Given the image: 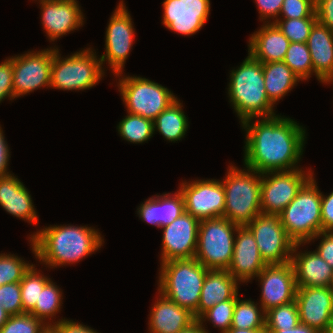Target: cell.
Instances as JSON below:
<instances>
[{
	"instance_id": "38",
	"label": "cell",
	"mask_w": 333,
	"mask_h": 333,
	"mask_svg": "<svg viewBox=\"0 0 333 333\" xmlns=\"http://www.w3.org/2000/svg\"><path fill=\"white\" fill-rule=\"evenodd\" d=\"M46 324L49 322L44 323L30 313L12 315L1 326L0 333H39Z\"/></svg>"
},
{
	"instance_id": "41",
	"label": "cell",
	"mask_w": 333,
	"mask_h": 333,
	"mask_svg": "<svg viewBox=\"0 0 333 333\" xmlns=\"http://www.w3.org/2000/svg\"><path fill=\"white\" fill-rule=\"evenodd\" d=\"M280 14L283 19L317 18L315 0H283Z\"/></svg>"
},
{
	"instance_id": "32",
	"label": "cell",
	"mask_w": 333,
	"mask_h": 333,
	"mask_svg": "<svg viewBox=\"0 0 333 333\" xmlns=\"http://www.w3.org/2000/svg\"><path fill=\"white\" fill-rule=\"evenodd\" d=\"M283 62L300 80H307L313 73V64L307 43L290 42Z\"/></svg>"
},
{
	"instance_id": "5",
	"label": "cell",
	"mask_w": 333,
	"mask_h": 333,
	"mask_svg": "<svg viewBox=\"0 0 333 333\" xmlns=\"http://www.w3.org/2000/svg\"><path fill=\"white\" fill-rule=\"evenodd\" d=\"M222 184L225 192L224 218L246 226L261 213V176L253 169L246 171L229 166ZM258 174V175H257Z\"/></svg>"
},
{
	"instance_id": "16",
	"label": "cell",
	"mask_w": 333,
	"mask_h": 333,
	"mask_svg": "<svg viewBox=\"0 0 333 333\" xmlns=\"http://www.w3.org/2000/svg\"><path fill=\"white\" fill-rule=\"evenodd\" d=\"M295 301L299 310V321L320 333L333 328V293L329 287H300Z\"/></svg>"
},
{
	"instance_id": "33",
	"label": "cell",
	"mask_w": 333,
	"mask_h": 333,
	"mask_svg": "<svg viewBox=\"0 0 333 333\" xmlns=\"http://www.w3.org/2000/svg\"><path fill=\"white\" fill-rule=\"evenodd\" d=\"M61 297V290L50 280L40 291L39 303H36L30 314L46 323L47 318L51 320L60 311Z\"/></svg>"
},
{
	"instance_id": "42",
	"label": "cell",
	"mask_w": 333,
	"mask_h": 333,
	"mask_svg": "<svg viewBox=\"0 0 333 333\" xmlns=\"http://www.w3.org/2000/svg\"><path fill=\"white\" fill-rule=\"evenodd\" d=\"M6 97L14 99L12 57L0 64V102Z\"/></svg>"
},
{
	"instance_id": "1",
	"label": "cell",
	"mask_w": 333,
	"mask_h": 333,
	"mask_svg": "<svg viewBox=\"0 0 333 333\" xmlns=\"http://www.w3.org/2000/svg\"><path fill=\"white\" fill-rule=\"evenodd\" d=\"M242 122L247 131L244 164L259 173L298 169L305 129L293 119L275 115Z\"/></svg>"
},
{
	"instance_id": "54",
	"label": "cell",
	"mask_w": 333,
	"mask_h": 333,
	"mask_svg": "<svg viewBox=\"0 0 333 333\" xmlns=\"http://www.w3.org/2000/svg\"><path fill=\"white\" fill-rule=\"evenodd\" d=\"M9 314L4 310L2 305L0 304V328L9 318Z\"/></svg>"
},
{
	"instance_id": "46",
	"label": "cell",
	"mask_w": 333,
	"mask_h": 333,
	"mask_svg": "<svg viewBox=\"0 0 333 333\" xmlns=\"http://www.w3.org/2000/svg\"><path fill=\"white\" fill-rule=\"evenodd\" d=\"M322 231H333V191L324 196L321 193Z\"/></svg>"
},
{
	"instance_id": "34",
	"label": "cell",
	"mask_w": 333,
	"mask_h": 333,
	"mask_svg": "<svg viewBox=\"0 0 333 333\" xmlns=\"http://www.w3.org/2000/svg\"><path fill=\"white\" fill-rule=\"evenodd\" d=\"M299 322V310L296 301L266 311L265 328L267 330L292 329Z\"/></svg>"
},
{
	"instance_id": "30",
	"label": "cell",
	"mask_w": 333,
	"mask_h": 333,
	"mask_svg": "<svg viewBox=\"0 0 333 333\" xmlns=\"http://www.w3.org/2000/svg\"><path fill=\"white\" fill-rule=\"evenodd\" d=\"M117 127L121 137L132 143L148 141L155 131L152 120L132 113H128Z\"/></svg>"
},
{
	"instance_id": "21",
	"label": "cell",
	"mask_w": 333,
	"mask_h": 333,
	"mask_svg": "<svg viewBox=\"0 0 333 333\" xmlns=\"http://www.w3.org/2000/svg\"><path fill=\"white\" fill-rule=\"evenodd\" d=\"M301 244L305 243H295L291 255L297 288L329 287L333 268L315 251L297 253Z\"/></svg>"
},
{
	"instance_id": "35",
	"label": "cell",
	"mask_w": 333,
	"mask_h": 333,
	"mask_svg": "<svg viewBox=\"0 0 333 333\" xmlns=\"http://www.w3.org/2000/svg\"><path fill=\"white\" fill-rule=\"evenodd\" d=\"M273 22L290 42L306 43L317 18H276Z\"/></svg>"
},
{
	"instance_id": "52",
	"label": "cell",
	"mask_w": 333,
	"mask_h": 333,
	"mask_svg": "<svg viewBox=\"0 0 333 333\" xmlns=\"http://www.w3.org/2000/svg\"><path fill=\"white\" fill-rule=\"evenodd\" d=\"M263 329H238L230 328L226 333H258Z\"/></svg>"
},
{
	"instance_id": "12",
	"label": "cell",
	"mask_w": 333,
	"mask_h": 333,
	"mask_svg": "<svg viewBox=\"0 0 333 333\" xmlns=\"http://www.w3.org/2000/svg\"><path fill=\"white\" fill-rule=\"evenodd\" d=\"M180 185L186 213L199 220L224 216L225 192L221 181L194 180Z\"/></svg>"
},
{
	"instance_id": "3",
	"label": "cell",
	"mask_w": 333,
	"mask_h": 333,
	"mask_svg": "<svg viewBox=\"0 0 333 333\" xmlns=\"http://www.w3.org/2000/svg\"><path fill=\"white\" fill-rule=\"evenodd\" d=\"M228 94L241 123L250 118L276 115L265 90L262 63L249 53L240 67L231 71Z\"/></svg>"
},
{
	"instance_id": "57",
	"label": "cell",
	"mask_w": 333,
	"mask_h": 333,
	"mask_svg": "<svg viewBox=\"0 0 333 333\" xmlns=\"http://www.w3.org/2000/svg\"><path fill=\"white\" fill-rule=\"evenodd\" d=\"M258 333H270V331H269V330H267V329L265 328V329H263V330L259 331Z\"/></svg>"
},
{
	"instance_id": "51",
	"label": "cell",
	"mask_w": 333,
	"mask_h": 333,
	"mask_svg": "<svg viewBox=\"0 0 333 333\" xmlns=\"http://www.w3.org/2000/svg\"><path fill=\"white\" fill-rule=\"evenodd\" d=\"M178 333H209L197 319Z\"/></svg>"
},
{
	"instance_id": "18",
	"label": "cell",
	"mask_w": 333,
	"mask_h": 333,
	"mask_svg": "<svg viewBox=\"0 0 333 333\" xmlns=\"http://www.w3.org/2000/svg\"><path fill=\"white\" fill-rule=\"evenodd\" d=\"M163 24L182 35H193L208 19L210 0H165Z\"/></svg>"
},
{
	"instance_id": "45",
	"label": "cell",
	"mask_w": 333,
	"mask_h": 333,
	"mask_svg": "<svg viewBox=\"0 0 333 333\" xmlns=\"http://www.w3.org/2000/svg\"><path fill=\"white\" fill-rule=\"evenodd\" d=\"M317 21L333 32V0H315Z\"/></svg>"
},
{
	"instance_id": "53",
	"label": "cell",
	"mask_w": 333,
	"mask_h": 333,
	"mask_svg": "<svg viewBox=\"0 0 333 333\" xmlns=\"http://www.w3.org/2000/svg\"><path fill=\"white\" fill-rule=\"evenodd\" d=\"M39 333H59V331L54 324L50 323L46 324Z\"/></svg>"
},
{
	"instance_id": "15",
	"label": "cell",
	"mask_w": 333,
	"mask_h": 333,
	"mask_svg": "<svg viewBox=\"0 0 333 333\" xmlns=\"http://www.w3.org/2000/svg\"><path fill=\"white\" fill-rule=\"evenodd\" d=\"M200 220L184 212L163 226L161 263L175 259L194 258L198 243Z\"/></svg>"
},
{
	"instance_id": "36",
	"label": "cell",
	"mask_w": 333,
	"mask_h": 333,
	"mask_svg": "<svg viewBox=\"0 0 333 333\" xmlns=\"http://www.w3.org/2000/svg\"><path fill=\"white\" fill-rule=\"evenodd\" d=\"M31 266L13 254H0V286L20 282Z\"/></svg>"
},
{
	"instance_id": "4",
	"label": "cell",
	"mask_w": 333,
	"mask_h": 333,
	"mask_svg": "<svg viewBox=\"0 0 333 333\" xmlns=\"http://www.w3.org/2000/svg\"><path fill=\"white\" fill-rule=\"evenodd\" d=\"M208 270L195 257L163 262L159 272V293L194 314Z\"/></svg>"
},
{
	"instance_id": "50",
	"label": "cell",
	"mask_w": 333,
	"mask_h": 333,
	"mask_svg": "<svg viewBox=\"0 0 333 333\" xmlns=\"http://www.w3.org/2000/svg\"><path fill=\"white\" fill-rule=\"evenodd\" d=\"M270 333H320L316 329H313L303 323L297 324L292 329H280V330H269Z\"/></svg>"
},
{
	"instance_id": "43",
	"label": "cell",
	"mask_w": 333,
	"mask_h": 333,
	"mask_svg": "<svg viewBox=\"0 0 333 333\" xmlns=\"http://www.w3.org/2000/svg\"><path fill=\"white\" fill-rule=\"evenodd\" d=\"M138 208V214L142 220L160 228L159 195L149 198Z\"/></svg>"
},
{
	"instance_id": "20",
	"label": "cell",
	"mask_w": 333,
	"mask_h": 333,
	"mask_svg": "<svg viewBox=\"0 0 333 333\" xmlns=\"http://www.w3.org/2000/svg\"><path fill=\"white\" fill-rule=\"evenodd\" d=\"M42 24L51 41L83 25V14L76 0H39Z\"/></svg>"
},
{
	"instance_id": "22",
	"label": "cell",
	"mask_w": 333,
	"mask_h": 333,
	"mask_svg": "<svg viewBox=\"0 0 333 333\" xmlns=\"http://www.w3.org/2000/svg\"><path fill=\"white\" fill-rule=\"evenodd\" d=\"M289 44L276 24L267 21L249 38L248 52L261 63L278 62L284 60Z\"/></svg>"
},
{
	"instance_id": "13",
	"label": "cell",
	"mask_w": 333,
	"mask_h": 333,
	"mask_svg": "<svg viewBox=\"0 0 333 333\" xmlns=\"http://www.w3.org/2000/svg\"><path fill=\"white\" fill-rule=\"evenodd\" d=\"M54 50L50 48L12 57L15 98L41 87H50Z\"/></svg>"
},
{
	"instance_id": "26",
	"label": "cell",
	"mask_w": 333,
	"mask_h": 333,
	"mask_svg": "<svg viewBox=\"0 0 333 333\" xmlns=\"http://www.w3.org/2000/svg\"><path fill=\"white\" fill-rule=\"evenodd\" d=\"M306 43L311 55L313 73L322 82L333 73V32L317 21Z\"/></svg>"
},
{
	"instance_id": "28",
	"label": "cell",
	"mask_w": 333,
	"mask_h": 333,
	"mask_svg": "<svg viewBox=\"0 0 333 333\" xmlns=\"http://www.w3.org/2000/svg\"><path fill=\"white\" fill-rule=\"evenodd\" d=\"M176 100L167 109L163 110L153 121L154 130H158L166 140L180 141L188 129V120L182 105Z\"/></svg>"
},
{
	"instance_id": "19",
	"label": "cell",
	"mask_w": 333,
	"mask_h": 333,
	"mask_svg": "<svg viewBox=\"0 0 333 333\" xmlns=\"http://www.w3.org/2000/svg\"><path fill=\"white\" fill-rule=\"evenodd\" d=\"M231 263L227 271L240 282H249L267 265L262 259L256 240L246 226L236 230Z\"/></svg>"
},
{
	"instance_id": "8",
	"label": "cell",
	"mask_w": 333,
	"mask_h": 333,
	"mask_svg": "<svg viewBox=\"0 0 333 333\" xmlns=\"http://www.w3.org/2000/svg\"><path fill=\"white\" fill-rule=\"evenodd\" d=\"M239 225L221 217L200 220L196 260L209 270H227L233 255V232Z\"/></svg>"
},
{
	"instance_id": "11",
	"label": "cell",
	"mask_w": 333,
	"mask_h": 333,
	"mask_svg": "<svg viewBox=\"0 0 333 333\" xmlns=\"http://www.w3.org/2000/svg\"><path fill=\"white\" fill-rule=\"evenodd\" d=\"M313 175L299 168L262 173L261 213L279 215Z\"/></svg>"
},
{
	"instance_id": "24",
	"label": "cell",
	"mask_w": 333,
	"mask_h": 333,
	"mask_svg": "<svg viewBox=\"0 0 333 333\" xmlns=\"http://www.w3.org/2000/svg\"><path fill=\"white\" fill-rule=\"evenodd\" d=\"M160 295L150 312V333H178L196 320L188 309Z\"/></svg>"
},
{
	"instance_id": "31",
	"label": "cell",
	"mask_w": 333,
	"mask_h": 333,
	"mask_svg": "<svg viewBox=\"0 0 333 333\" xmlns=\"http://www.w3.org/2000/svg\"><path fill=\"white\" fill-rule=\"evenodd\" d=\"M51 279L37 272L32 264L20 281L21 301L24 313H30L39 303L40 291Z\"/></svg>"
},
{
	"instance_id": "37",
	"label": "cell",
	"mask_w": 333,
	"mask_h": 333,
	"mask_svg": "<svg viewBox=\"0 0 333 333\" xmlns=\"http://www.w3.org/2000/svg\"><path fill=\"white\" fill-rule=\"evenodd\" d=\"M236 300L237 299H230L214 305L197 320L203 324V321L209 319L208 321H212L214 327L220 328L221 333H226L231 328Z\"/></svg>"
},
{
	"instance_id": "10",
	"label": "cell",
	"mask_w": 333,
	"mask_h": 333,
	"mask_svg": "<svg viewBox=\"0 0 333 333\" xmlns=\"http://www.w3.org/2000/svg\"><path fill=\"white\" fill-rule=\"evenodd\" d=\"M246 227L253 234L266 264L291 261L295 242L287 235L279 215L260 213Z\"/></svg>"
},
{
	"instance_id": "27",
	"label": "cell",
	"mask_w": 333,
	"mask_h": 333,
	"mask_svg": "<svg viewBox=\"0 0 333 333\" xmlns=\"http://www.w3.org/2000/svg\"><path fill=\"white\" fill-rule=\"evenodd\" d=\"M262 67L265 90L273 104L282 99L300 81L283 61L262 63Z\"/></svg>"
},
{
	"instance_id": "9",
	"label": "cell",
	"mask_w": 333,
	"mask_h": 333,
	"mask_svg": "<svg viewBox=\"0 0 333 333\" xmlns=\"http://www.w3.org/2000/svg\"><path fill=\"white\" fill-rule=\"evenodd\" d=\"M119 81V91L127 112L152 121L177 100L169 89L146 78L124 76Z\"/></svg>"
},
{
	"instance_id": "56",
	"label": "cell",
	"mask_w": 333,
	"mask_h": 333,
	"mask_svg": "<svg viewBox=\"0 0 333 333\" xmlns=\"http://www.w3.org/2000/svg\"><path fill=\"white\" fill-rule=\"evenodd\" d=\"M329 288H330V290L333 293V274H332V278H331V282H330Z\"/></svg>"
},
{
	"instance_id": "14",
	"label": "cell",
	"mask_w": 333,
	"mask_h": 333,
	"mask_svg": "<svg viewBox=\"0 0 333 333\" xmlns=\"http://www.w3.org/2000/svg\"><path fill=\"white\" fill-rule=\"evenodd\" d=\"M121 1L110 18L106 30V54L100 56L102 64L108 61L113 73L122 76V69L132 49L134 28L129 12Z\"/></svg>"
},
{
	"instance_id": "40",
	"label": "cell",
	"mask_w": 333,
	"mask_h": 333,
	"mask_svg": "<svg viewBox=\"0 0 333 333\" xmlns=\"http://www.w3.org/2000/svg\"><path fill=\"white\" fill-rule=\"evenodd\" d=\"M0 304L10 315L23 314L20 282L0 286Z\"/></svg>"
},
{
	"instance_id": "29",
	"label": "cell",
	"mask_w": 333,
	"mask_h": 333,
	"mask_svg": "<svg viewBox=\"0 0 333 333\" xmlns=\"http://www.w3.org/2000/svg\"><path fill=\"white\" fill-rule=\"evenodd\" d=\"M266 312L251 300H240L235 303L231 328L265 329Z\"/></svg>"
},
{
	"instance_id": "25",
	"label": "cell",
	"mask_w": 333,
	"mask_h": 333,
	"mask_svg": "<svg viewBox=\"0 0 333 333\" xmlns=\"http://www.w3.org/2000/svg\"><path fill=\"white\" fill-rule=\"evenodd\" d=\"M0 205L15 217L37 224V213L23 183L13 174L0 177Z\"/></svg>"
},
{
	"instance_id": "49",
	"label": "cell",
	"mask_w": 333,
	"mask_h": 333,
	"mask_svg": "<svg viewBox=\"0 0 333 333\" xmlns=\"http://www.w3.org/2000/svg\"><path fill=\"white\" fill-rule=\"evenodd\" d=\"M9 154L10 152L3 135V130L0 127V177L10 175V173L7 172V166L10 157Z\"/></svg>"
},
{
	"instance_id": "47",
	"label": "cell",
	"mask_w": 333,
	"mask_h": 333,
	"mask_svg": "<svg viewBox=\"0 0 333 333\" xmlns=\"http://www.w3.org/2000/svg\"><path fill=\"white\" fill-rule=\"evenodd\" d=\"M259 8L261 20L280 16L283 0H255Z\"/></svg>"
},
{
	"instance_id": "23",
	"label": "cell",
	"mask_w": 333,
	"mask_h": 333,
	"mask_svg": "<svg viewBox=\"0 0 333 333\" xmlns=\"http://www.w3.org/2000/svg\"><path fill=\"white\" fill-rule=\"evenodd\" d=\"M237 282L227 270H208L197 311L193 314L195 319L220 302L238 299Z\"/></svg>"
},
{
	"instance_id": "39",
	"label": "cell",
	"mask_w": 333,
	"mask_h": 333,
	"mask_svg": "<svg viewBox=\"0 0 333 333\" xmlns=\"http://www.w3.org/2000/svg\"><path fill=\"white\" fill-rule=\"evenodd\" d=\"M185 212L184 199L180 191L171 195H159L160 228L180 217Z\"/></svg>"
},
{
	"instance_id": "48",
	"label": "cell",
	"mask_w": 333,
	"mask_h": 333,
	"mask_svg": "<svg viewBox=\"0 0 333 333\" xmlns=\"http://www.w3.org/2000/svg\"><path fill=\"white\" fill-rule=\"evenodd\" d=\"M53 324L57 327L59 333H97L90 327L72 320L61 319L55 323L53 322Z\"/></svg>"
},
{
	"instance_id": "6",
	"label": "cell",
	"mask_w": 333,
	"mask_h": 333,
	"mask_svg": "<svg viewBox=\"0 0 333 333\" xmlns=\"http://www.w3.org/2000/svg\"><path fill=\"white\" fill-rule=\"evenodd\" d=\"M313 176L279 214L287 235L295 243H308L322 231L321 193Z\"/></svg>"
},
{
	"instance_id": "7",
	"label": "cell",
	"mask_w": 333,
	"mask_h": 333,
	"mask_svg": "<svg viewBox=\"0 0 333 333\" xmlns=\"http://www.w3.org/2000/svg\"><path fill=\"white\" fill-rule=\"evenodd\" d=\"M102 62L90 49L82 50L62 58L59 50H54L50 87L62 90L89 89L96 85L102 76Z\"/></svg>"
},
{
	"instance_id": "44",
	"label": "cell",
	"mask_w": 333,
	"mask_h": 333,
	"mask_svg": "<svg viewBox=\"0 0 333 333\" xmlns=\"http://www.w3.org/2000/svg\"><path fill=\"white\" fill-rule=\"evenodd\" d=\"M321 236L322 240L315 252L333 268V231H321L308 242Z\"/></svg>"
},
{
	"instance_id": "17",
	"label": "cell",
	"mask_w": 333,
	"mask_h": 333,
	"mask_svg": "<svg viewBox=\"0 0 333 333\" xmlns=\"http://www.w3.org/2000/svg\"><path fill=\"white\" fill-rule=\"evenodd\" d=\"M257 277L262 286L260 305L265 312L295 301L297 286L291 261L267 264Z\"/></svg>"
},
{
	"instance_id": "2",
	"label": "cell",
	"mask_w": 333,
	"mask_h": 333,
	"mask_svg": "<svg viewBox=\"0 0 333 333\" xmlns=\"http://www.w3.org/2000/svg\"><path fill=\"white\" fill-rule=\"evenodd\" d=\"M35 257L50 267L79 262L101 248V234L91 227L50 226L29 238Z\"/></svg>"
},
{
	"instance_id": "55",
	"label": "cell",
	"mask_w": 333,
	"mask_h": 333,
	"mask_svg": "<svg viewBox=\"0 0 333 333\" xmlns=\"http://www.w3.org/2000/svg\"><path fill=\"white\" fill-rule=\"evenodd\" d=\"M323 83H333V73L329 74L323 81Z\"/></svg>"
}]
</instances>
